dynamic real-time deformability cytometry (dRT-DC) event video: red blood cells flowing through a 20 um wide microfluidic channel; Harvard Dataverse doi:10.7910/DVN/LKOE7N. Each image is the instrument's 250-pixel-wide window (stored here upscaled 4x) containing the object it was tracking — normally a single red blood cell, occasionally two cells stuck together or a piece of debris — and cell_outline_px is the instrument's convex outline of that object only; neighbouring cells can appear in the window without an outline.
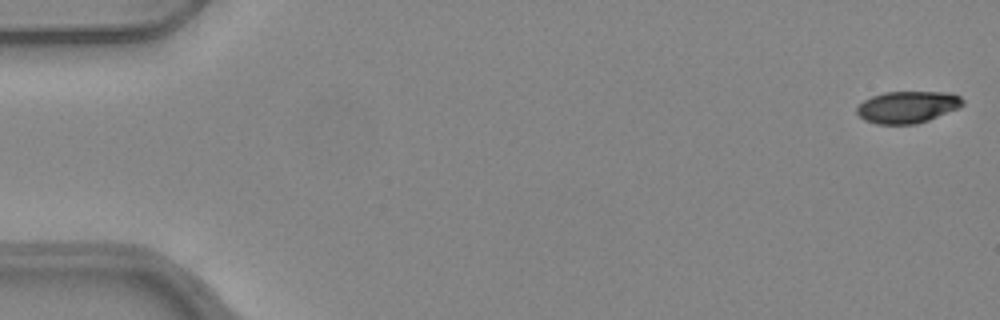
{"species": "common noctule bat (a hibernating species)", "species_latin": "Nyctalus noctula", "temperature_condition": "warm", "stored_images_in_passage": 13, "camera_frame_rate_fps": 3000, "um_per_image_px": 0.085, "animal": {"sex": "female", "body_mass_g": 24.6, "forearm_length_mm": 56.2}, "frame": {"image": 1, "passage_image": 1, "time_ms": 0.0, "image_size_px": [1000, 320], "cell_outline_px": [[964, 104], [960, 108], [928, 120], [916, 124], [876, 124], [864, 120], [856, 112], [856, 108], [864, 100], [872, 96], [884, 92], [952, 92], [960, 96], [964, 100]], "centroid_in_image_um": [77.16, 9.09], "position_along_channel_um": 7.8, "area_um2": 19.83}}
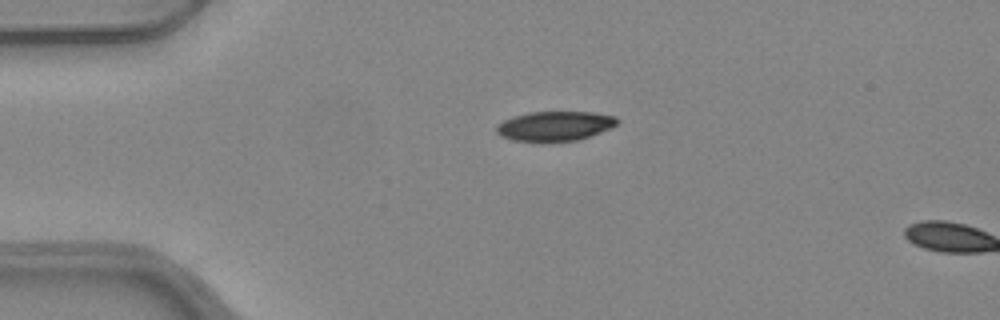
{"frame": {"image": 2, "passage_image": 12, "time_ms": 3.667, "image_size_px": [1000, 320], "cell_outline_px": [[620, 120], [612, 128], [580, 140], [544, 144], [540, 144], [512, 140], [500, 136], [496, 132], [496, 124], [512, 116], [528, 112], [592, 112], [616, 116]], "centroid_in_image_um": [47.14, 10.75], "position_along_channel_um": 37.9, "area_um2": 21.79}}